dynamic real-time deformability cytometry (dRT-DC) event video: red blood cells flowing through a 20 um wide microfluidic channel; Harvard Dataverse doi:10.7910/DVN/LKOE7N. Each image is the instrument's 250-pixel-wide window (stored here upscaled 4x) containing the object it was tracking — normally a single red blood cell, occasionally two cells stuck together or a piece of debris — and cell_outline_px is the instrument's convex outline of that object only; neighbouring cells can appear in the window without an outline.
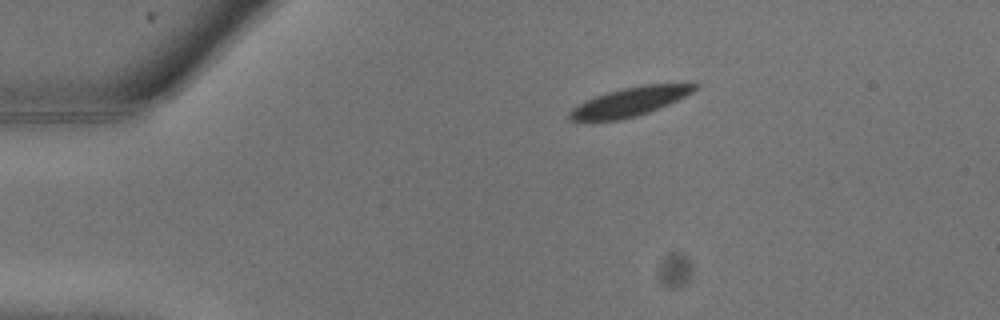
{"species": "common noctule bat (a hibernating species)", "species_latin": "Nyctalus noctula", "temperature_condition": "warm", "stored_images_in_passage": 7, "camera_frame_rate_fps": 3000, "um_per_image_px": 0.085, "animal": {"sex": "male", "body_mass_g": 13.3}, "frame": {"image": 1, "passage_image": 1, "time_ms": 0.0, "image_size_px": [1000, 320], "cell_outline_px": [[696, 88], [692, 92], [660, 108], [636, 116], [620, 120], [568, 120], [568, 112], [572, 108], [596, 96], [608, 92], [624, 88], [644, 84], [696, 84]], "centroid_in_image_um": [53.5, 8.66], "position_along_channel_um": 31.5, "area_um2": 20.46}}
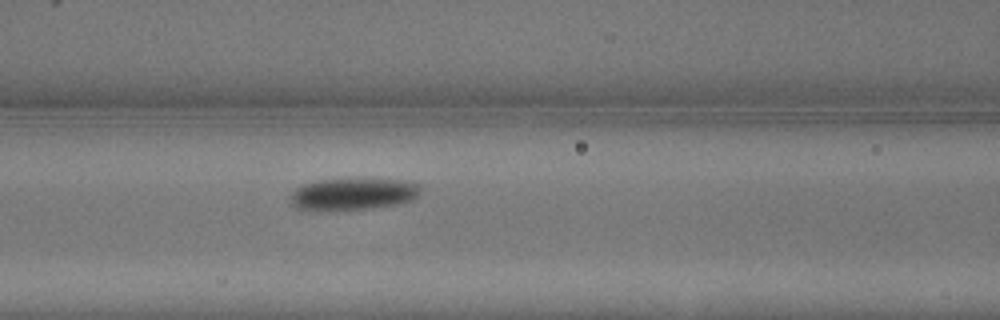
{"frame": {"image": 2, "passage_image": 7, "time_ms": 2.0, "image_size_px": [1000, 320], "cell_outline_px": [[420, 192], [412, 200], [400, 204], [372, 208], [296, 208], [292, 204], [292, 192], [296, 188], [304, 184], [316, 180], [404, 180], [420, 184]], "centroid_in_image_um": [30.09, 16.47], "position_along_channel_um": 136.5, "area_um2": 23.18}}